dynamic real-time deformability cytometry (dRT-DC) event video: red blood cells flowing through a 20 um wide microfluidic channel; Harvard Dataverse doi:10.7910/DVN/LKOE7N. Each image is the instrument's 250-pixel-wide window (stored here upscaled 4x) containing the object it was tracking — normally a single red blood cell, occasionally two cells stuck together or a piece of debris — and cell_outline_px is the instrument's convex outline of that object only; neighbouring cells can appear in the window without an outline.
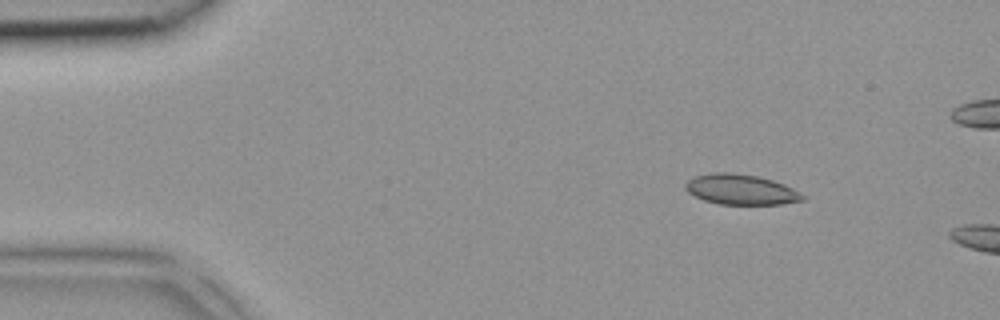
{"species": "common noctule bat (a hibernating species)", "species_latin": "Nyctalus noctula", "temperature_condition": "room temperature", "stored_images_in_passage": 3, "camera_frame_rate_fps": 3000, "um_per_image_px": 0.085, "animal": {"sex": "female", "body_mass_g": 18.4}, "frame": {"image": 1, "passage_image": 1, "time_ms": 0.0, "image_size_px": [1000, 320], "cell_outline_px": [[804, 200], [780, 204], [720, 204], [704, 200], [688, 192], [684, 188], [684, 184], [688, 180], [696, 176], [712, 172], [732, 172], [756, 176], [772, 180], [784, 184], [792, 188], [804, 196]], "centroid_in_image_um": [62.94, 16.1], "position_along_channel_um": 22.1, "area_um2": 20.52}}